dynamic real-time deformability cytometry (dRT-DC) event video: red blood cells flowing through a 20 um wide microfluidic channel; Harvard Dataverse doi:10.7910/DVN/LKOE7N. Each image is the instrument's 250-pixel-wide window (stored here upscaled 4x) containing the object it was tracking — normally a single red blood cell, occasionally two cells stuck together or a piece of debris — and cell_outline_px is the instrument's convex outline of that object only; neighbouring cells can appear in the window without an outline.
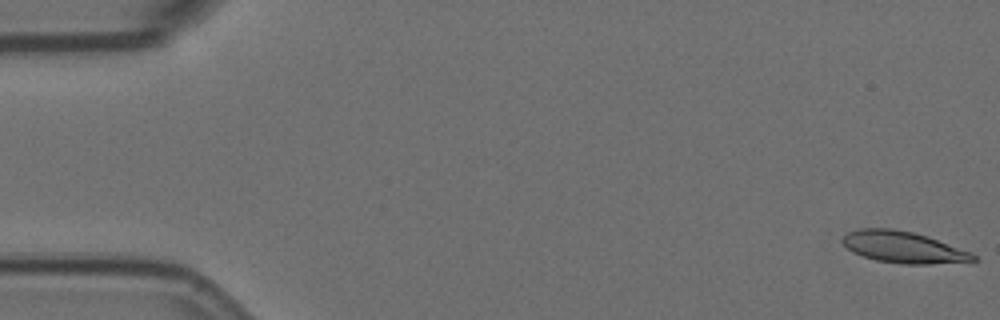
{"species": "Egyptian fruit bat (a non-hibernating species)", "species_latin": "Rousettus aegyptiacus", "temperature_condition": "room temperature", "stored_images_in_passage": 8, "segment_of_instrument_passage": [1, 2], "camera_frame_rate_fps": 3000, "um_per_image_px": 0.085, "animal": {"sex": "female"}, "frame": {"image": 1, "passage_image": 1, "time_ms": 0.0, "image_size_px": [1000, 320], "cell_outline_px": [[980, 260], [928, 264], [904, 264], [876, 260], [852, 252], [840, 240], [848, 232], [860, 228], [888, 228], [912, 232], [928, 236], [972, 252]], "centroid_in_image_um": [76.8, 21.01], "position_along_channel_um": 8.2, "area_um2": 23.93}}
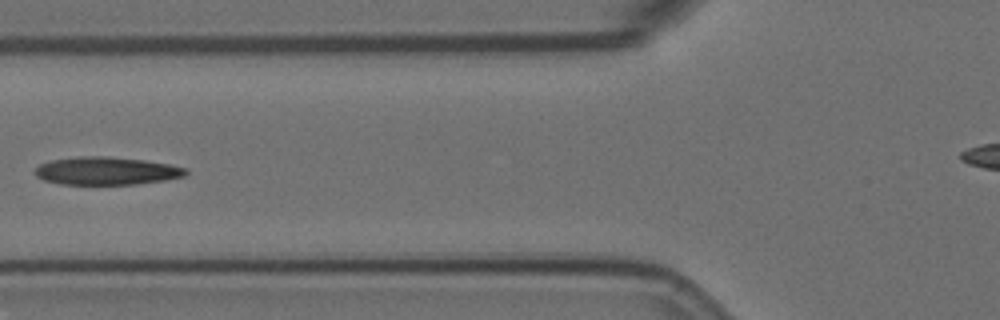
{"frame": {"image": 2, "passage_image": 7, "time_ms": 2.0, "image_size_px": [1000, 320], "cell_outline_px": [[188, 172], [184, 176], [164, 180], [136, 184], [60, 184], [44, 180], [36, 176], [36, 168], [40, 164], [52, 160], [76, 156], [108, 156], [144, 160], [168, 164], [188, 168]], "centroid_in_image_um": [9.06, 14.52], "position_along_channel_um": 116.7, "area_um2": 24.45}}